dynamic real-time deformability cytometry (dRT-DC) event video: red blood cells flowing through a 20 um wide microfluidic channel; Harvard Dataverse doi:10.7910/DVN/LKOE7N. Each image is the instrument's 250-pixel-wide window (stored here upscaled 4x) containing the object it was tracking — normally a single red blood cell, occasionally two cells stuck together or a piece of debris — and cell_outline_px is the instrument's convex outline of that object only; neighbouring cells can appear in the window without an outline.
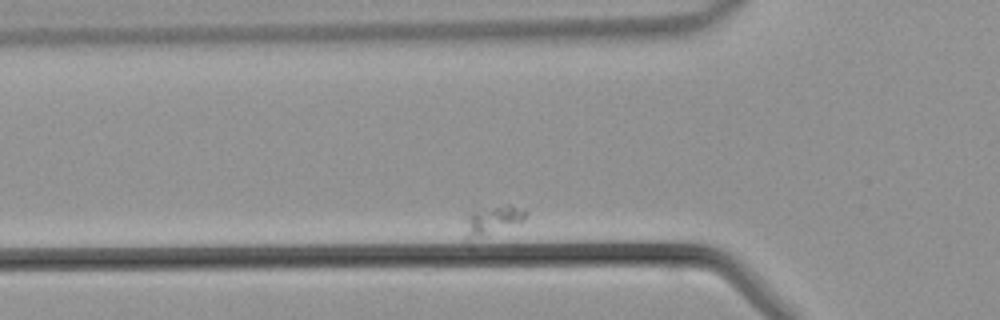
{"species": "common noctule bat (a hibernating species)", "species_latin": "Nyctalus noctula", "temperature_condition": "warm", "stored_images_in_passage": 29, "camera_frame_rate_fps": 3000, "um_per_image_px": 0.085, "animal": {"sex": "male", "body_mass_g": 21.5, "forearm_length_mm": 52.0}, "frame": {"image": 1, "passage_image": 4, "time_ms": 1.0, "image_size_px": [1000, 320], "cell_outline_px": [[524, 220], [468, 248], [464, 240], [464, 236], [468, 216], [472, 212], [508, 204], [512, 204], [524, 212]], "centroid_in_image_um": [41.72, 18.93], "position_along_channel_um": 84.1, "area_um2": 10.98}}
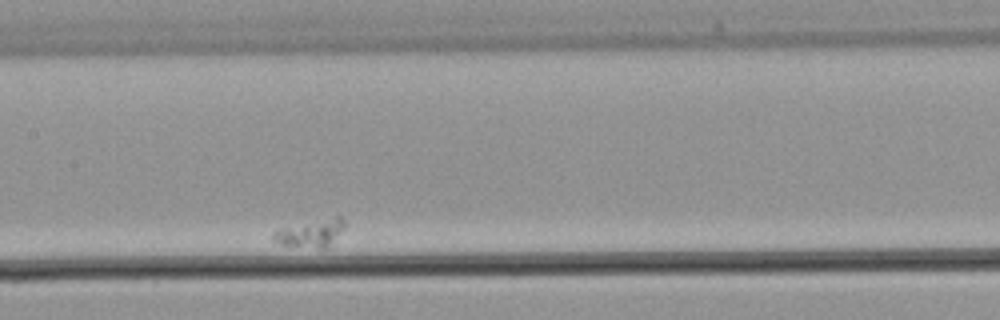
{"frame": {"image": 2, "passage_image": 13, "time_ms": 4.0, "image_size_px": [1000, 320], "cell_outline_px": [[344, 228], [328, 248], [320, 248], [284, 244], [272, 240], [272, 232], [280, 228], [336, 216], [340, 216], [344, 220]], "centroid_in_image_um": [26.43, 19.81], "position_along_channel_um": 181.0, "area_um2": 11.16}}
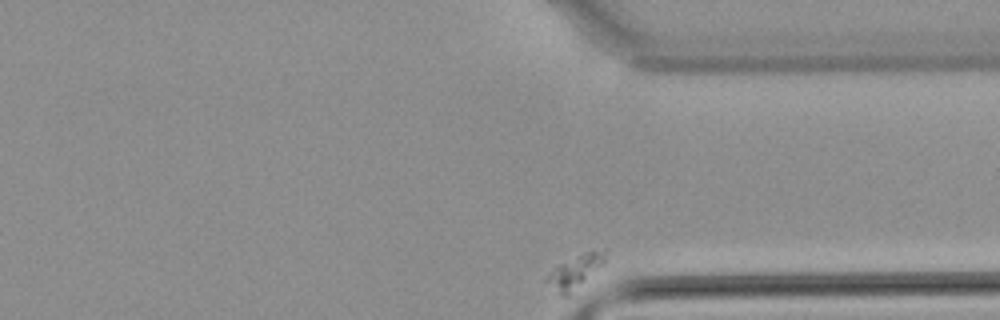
{"frame": {"image": 3, "passage_image": 29, "time_ms": 9.333, "image_size_px": [1000, 320], "cell_outline_px": [[604, 260], [572, 296], [564, 296], [544, 280], [560, 264], [588, 252], [604, 248]], "centroid_in_image_um": [48.88, 23.14], "position_along_channel_um": 362.5, "area_um2": 10.46}}